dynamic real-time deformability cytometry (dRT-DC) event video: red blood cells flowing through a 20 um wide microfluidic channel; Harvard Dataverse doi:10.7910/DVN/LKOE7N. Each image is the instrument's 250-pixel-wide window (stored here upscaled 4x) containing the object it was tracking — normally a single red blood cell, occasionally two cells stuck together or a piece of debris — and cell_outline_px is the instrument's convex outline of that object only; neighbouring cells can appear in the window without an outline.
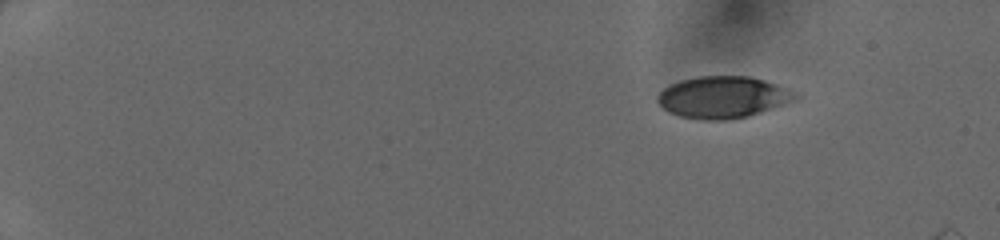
{"species": "human", "species_latin": "Homo sapiens", "temperature_condition": "cold", "stored_images_in_passage": 10, "camera_frame_rate_fps": 3000, "um_per_image_px": 0.085, "donor": {"sex": "female"}, "frame": {"image": 1, "passage_image": 1, "time_ms": 0.0, "image_size_px": [1000, 240], "cell_outline_px": [[800, 96], [796, 100], [748, 116], [728, 120], [700, 120], [680, 116], [668, 112], [656, 100], [656, 96], [668, 84], [680, 80], [700, 76], [748, 76], [764, 80], [788, 88], [796, 92]], "centroid_in_image_um": [61.44, 8.26], "position_along_channel_um": 23.6, "area_um2": 33.7}}
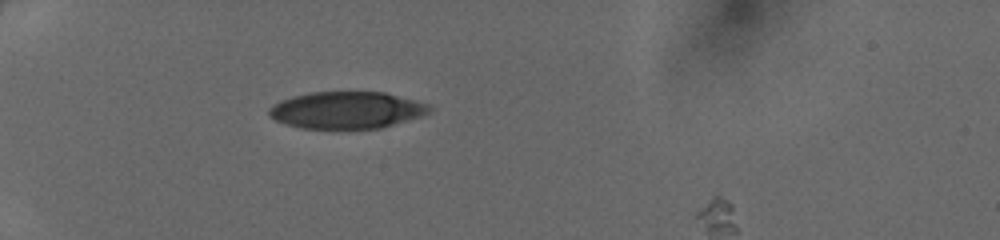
{"frame": {"image": 2, "passage_image": 6, "time_ms": 1.667, "image_size_px": [1000, 240], "cell_outline_px": [[432, 112], [384, 128], [300, 128], [284, 124], [268, 116], [268, 108], [280, 100], [292, 96], [308, 92], [384, 92], [428, 104], [432, 108]], "centroid_in_image_um": [29.44, 9.36], "position_along_channel_um": 55.6, "area_um2": 34.62}}
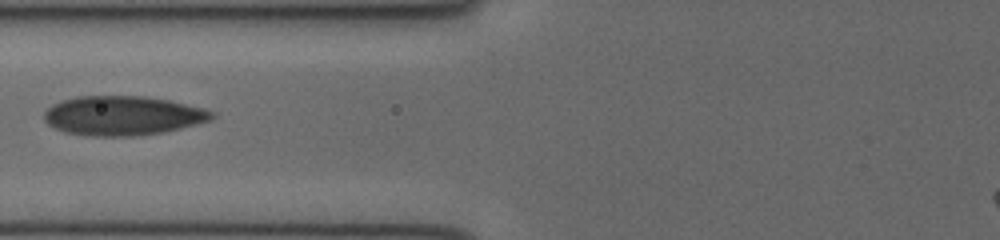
{"frame": {"image": 3, "passage_image": 9, "time_ms": 2.667, "image_size_px": [1000, 240], "cell_outline_px": [[216, 116], [212, 120], [164, 132], [132, 136], [88, 136], [64, 132], [48, 124], [44, 120], [44, 112], [52, 104], [76, 96], [144, 96], [168, 100], [204, 108], [216, 112]], "centroid_in_image_um": [10.45, 9.83], "position_along_channel_um": 115.4, "area_um2": 38.55}}